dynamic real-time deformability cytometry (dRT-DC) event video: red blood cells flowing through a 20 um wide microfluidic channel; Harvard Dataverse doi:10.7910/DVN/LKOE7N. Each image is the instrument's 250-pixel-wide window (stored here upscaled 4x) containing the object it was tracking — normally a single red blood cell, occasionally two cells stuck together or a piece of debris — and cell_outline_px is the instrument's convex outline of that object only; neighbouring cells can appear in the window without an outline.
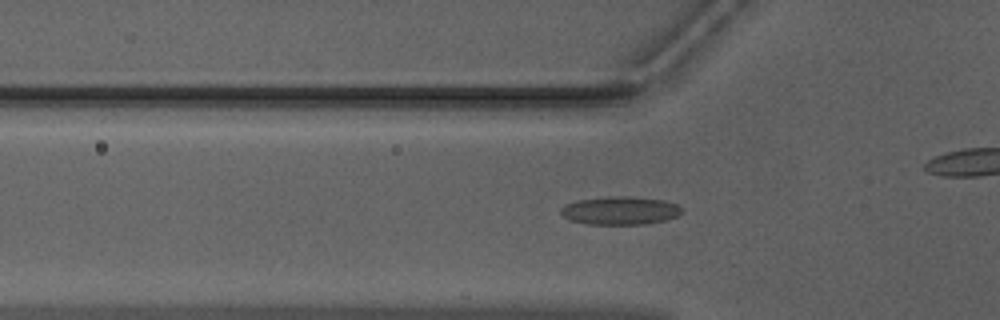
{"species": "Egyptian fruit bat (a non-hibernating species)", "species_latin": "Rousettus aegyptiacus", "temperature_condition": "warm", "stored_images_in_passage": 27, "camera_frame_rate_fps": 3000, "um_per_image_px": 0.085, "animal": {"sex": "male"}, "frame": {"image": 1, "passage_image": 2, "time_ms": 0.333, "image_size_px": [1000, 320], "cell_outline_px": [[684, 212], [676, 216], [664, 220], [644, 224], [588, 224], [568, 220], [560, 212], [560, 208], [564, 204], [576, 200], [608, 196], [628, 196], [664, 200], [676, 204], [684, 208]], "centroid_in_image_um": [52.69, 17.89], "position_along_channel_um": 73.1, "area_um2": 20.06}}
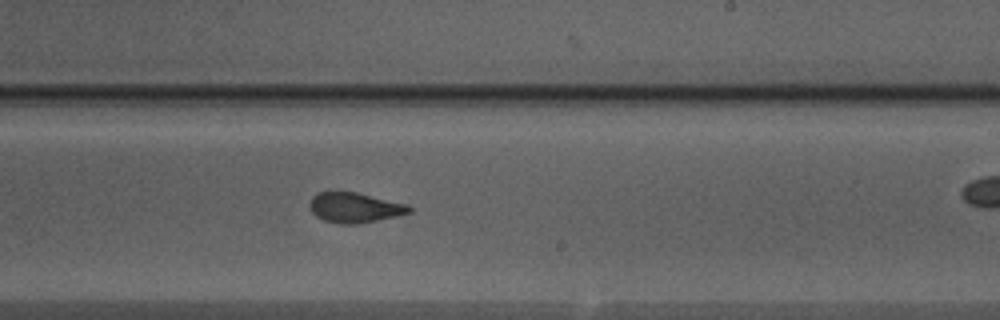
{"frame": {"image": 2, "passage_image": 16, "time_ms": 5.0, "image_size_px": [1000, 320], "cell_outline_px": [[412, 212], [396, 216], [360, 224], [340, 224], [324, 220], [316, 216], [312, 212], [308, 204], [312, 196], [320, 192], [356, 192], [408, 204], [412, 208]], "centroid_in_image_um": [30.16, 17.65], "position_along_channel_um": 258.8, "area_um2": 17.51}}
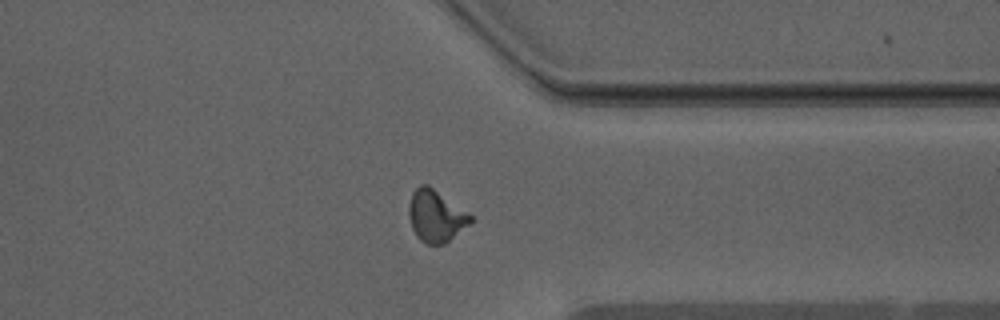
{"frame": {"image": 3, "passage_image": 25, "time_ms": 8.0, "image_size_px": [1000, 320], "cell_outline_px": [[472, 220], [468, 224], [444, 244], [428, 244], [420, 240], [416, 236], [412, 228], [408, 216], [408, 204], [412, 192], [420, 184], [428, 184], [468, 212], [472, 216]], "centroid_in_image_um": [37.0, 18.33], "position_along_channel_um": 374.4, "area_um2": 18.55}}